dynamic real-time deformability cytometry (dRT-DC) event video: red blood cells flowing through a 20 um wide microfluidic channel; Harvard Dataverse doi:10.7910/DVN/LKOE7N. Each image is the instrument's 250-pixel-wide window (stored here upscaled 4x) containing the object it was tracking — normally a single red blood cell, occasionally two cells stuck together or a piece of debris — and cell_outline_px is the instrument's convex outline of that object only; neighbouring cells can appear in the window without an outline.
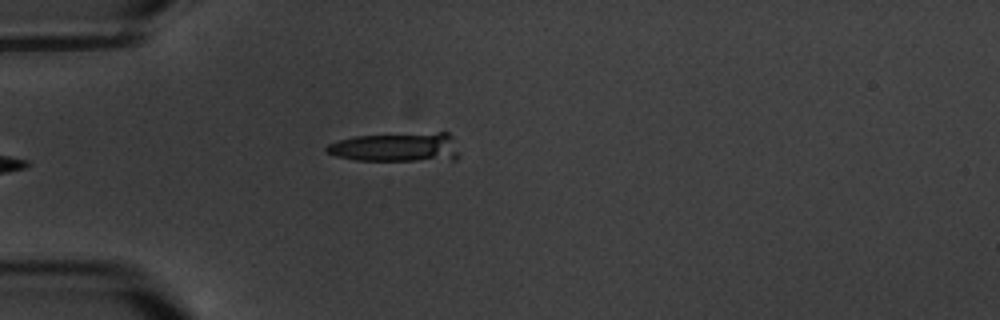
{"species": "common noctule bat (a hibernating species)", "species_latin": "Nyctalus noctula", "temperature_condition": "warm", "stored_images_in_passage": 7, "camera_frame_rate_fps": 3000, "um_per_image_px": 0.085, "animal": {"sex": "male", "body_mass_g": 20.1, "forearm_length_mm": 53.5}, "frame": {"image": 1, "passage_image": 7, "time_ms": 7.0, "image_size_px": [1000, 320], "cell_outline_px": [[456, 160], [356, 160], [336, 156], [324, 152], [324, 148], [328, 144], [340, 140], [356, 136], [436, 132], [448, 132], [452, 136], [456, 152]], "centroid_in_image_um": [33.65, 12.51], "position_along_channel_um": 51.3, "area_um2": 22.37}}